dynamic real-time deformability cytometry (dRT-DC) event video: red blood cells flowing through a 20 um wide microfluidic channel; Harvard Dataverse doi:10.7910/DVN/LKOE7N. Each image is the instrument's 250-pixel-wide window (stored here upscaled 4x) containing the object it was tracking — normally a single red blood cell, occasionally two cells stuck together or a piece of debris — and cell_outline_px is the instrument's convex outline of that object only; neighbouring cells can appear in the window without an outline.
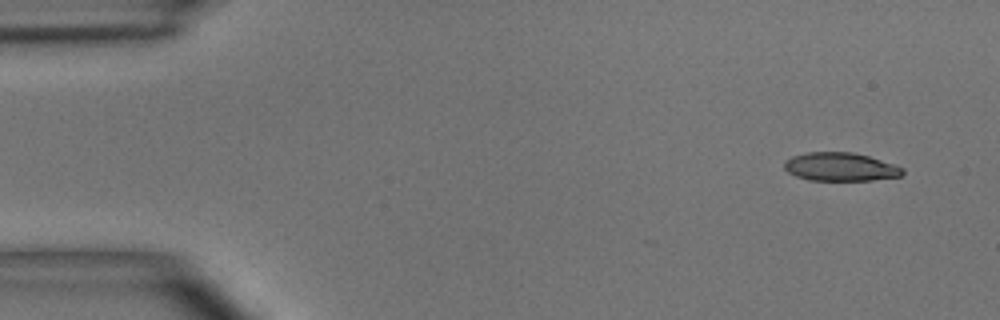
{"species": "common noctule bat (a hibernating species)", "species_latin": "Nyctalus noctula", "temperature_condition": "room temperature", "stored_images_in_passage": 4, "camera_frame_rate_fps": 3000, "um_per_image_px": 0.085, "animal": {"sex": "male", "body_mass_g": 15.6}, "frame": {"image": 1, "passage_image": 1, "time_ms": 0.0, "image_size_px": [1000, 320], "cell_outline_px": [[904, 172], [900, 176], [872, 180], [808, 180], [796, 176], [788, 172], [784, 168], [784, 160], [792, 156], [808, 152], [852, 152], [868, 156], [904, 168]], "centroid_in_image_um": [71.4, 14.18], "position_along_channel_um": 13.6, "area_um2": 19.48}}
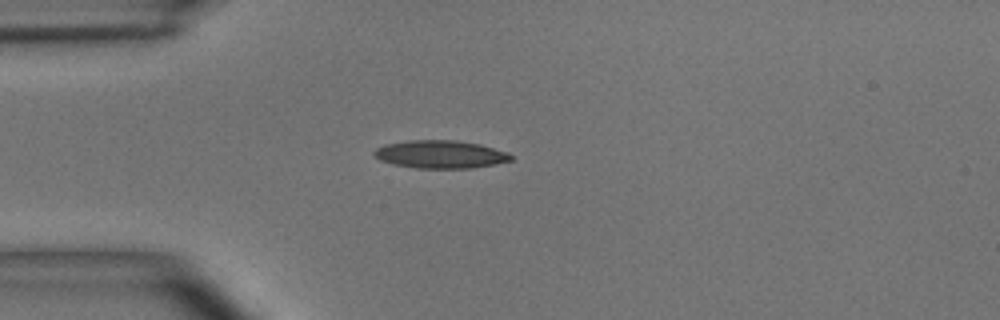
{"frame": {"image": 2, "passage_image": 4, "time_ms": 3.333, "image_size_px": [1000, 320], "cell_outline_px": [[512, 160], [496, 164], [468, 168], [416, 168], [396, 164], [380, 160], [372, 152], [376, 148], [384, 144], [408, 140], [456, 140], [480, 144], [508, 152], [512, 156]], "centroid_in_image_um": [37.44, 13.11], "position_along_channel_um": 47.6, "area_um2": 22.2}}